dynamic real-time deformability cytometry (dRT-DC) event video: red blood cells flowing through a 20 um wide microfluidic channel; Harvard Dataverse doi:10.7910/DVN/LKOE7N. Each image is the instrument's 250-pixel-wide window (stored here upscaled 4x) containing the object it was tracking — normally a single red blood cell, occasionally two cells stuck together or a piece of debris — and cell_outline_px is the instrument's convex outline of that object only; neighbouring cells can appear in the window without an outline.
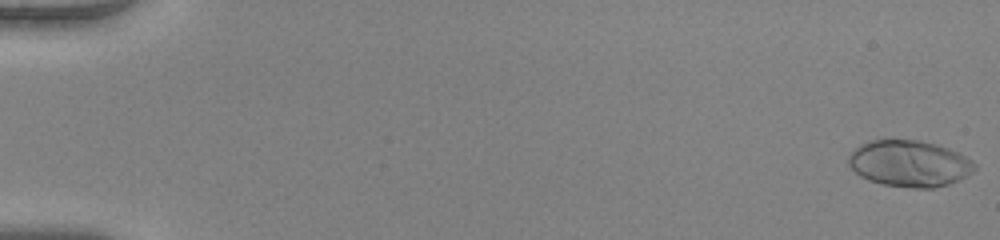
{"species": "human", "species_latin": "Homo sapiens", "temperature_condition": "warm", "stored_images_in_passage": 52, "camera_frame_rate_fps": 3000, "um_per_image_px": 0.085, "donor": {"sex": "female"}, "frame": {"image": 1, "passage_image": 1, "time_ms": 0.0, "image_size_px": [1000, 240], "cell_outline_px": [[976, 168], [972, 172], [948, 184], [932, 188], [912, 188], [884, 184], [868, 180], [860, 176], [848, 164], [848, 156], [860, 144], [868, 140], [920, 140], [936, 144], [948, 148], [972, 160], [976, 164]], "centroid_in_image_um": [77.28, 13.89], "position_along_channel_um": 7.7, "area_um2": 33.87}}
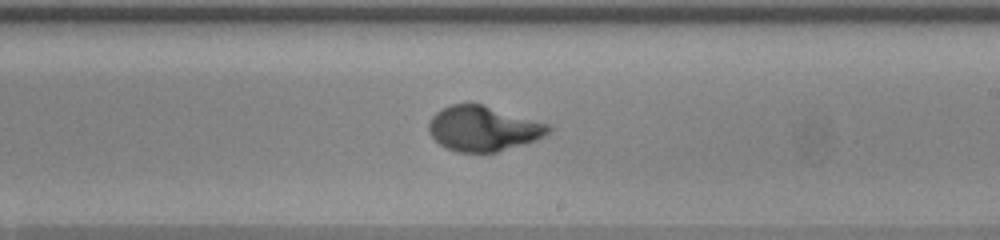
{"frame": {"image": 2, "passage_image": 32, "time_ms": 10.333, "image_size_px": [1000, 240], "cell_outline_px": [[552, 128], [544, 136], [536, 140], [496, 152], [456, 152], [440, 144], [428, 132], [428, 124], [432, 116], [436, 112], [452, 104], [480, 104], [552, 124]], "centroid_in_image_um": [41.09, 10.93], "position_along_channel_um": 247.9, "area_um2": 31.21}}
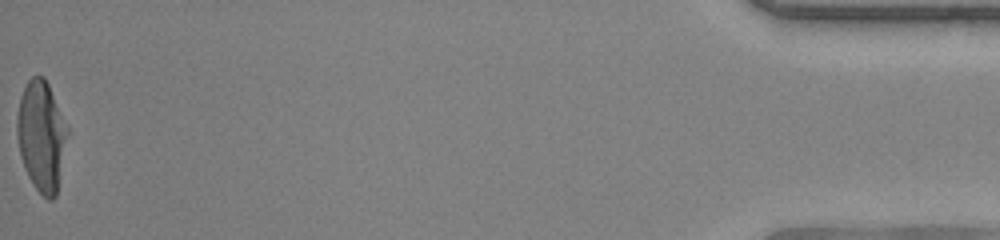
{"frame": {"image": 3, "passage_image": 52, "time_ms": 17.0, "image_size_px": [1000, 240], "cell_outline_px": [[68, 132], [56, 196], [52, 200], [48, 200], [32, 184], [24, 168], [20, 156], [16, 136], [16, 116], [20, 96], [28, 80], [32, 76], [44, 76], [68, 124]], "centroid_in_image_um": [3.51, 11.53], "position_along_channel_um": 431.7, "area_um2": 32.66}, "authors_computed_cell_mechanics": {"area_um2": 31.7611, "velocity_mm_per_s": 4.1029, "shape_relaxation_time_tau1_ms": 3.5755, "shape_relaxation_time_tau2_ms": null, "deformation_change_tau1": 0.2567, "deformation_change_tau2": null}}